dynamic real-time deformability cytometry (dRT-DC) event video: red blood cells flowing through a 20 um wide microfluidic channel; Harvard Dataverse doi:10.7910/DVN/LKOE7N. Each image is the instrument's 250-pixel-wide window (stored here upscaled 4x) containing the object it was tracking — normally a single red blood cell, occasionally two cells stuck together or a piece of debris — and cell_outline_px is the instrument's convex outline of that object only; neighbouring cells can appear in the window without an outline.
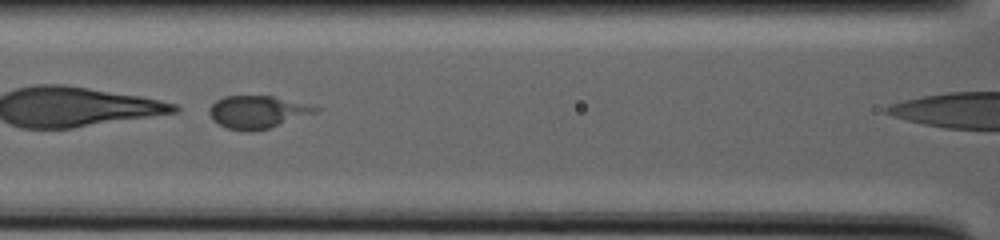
{"species": "human", "species_latin": "Homo sapiens", "temperature_condition": "warm", "stored_images_in_passage": 16, "segment_of_instrument_passage": [2, 3], "camera_frame_rate_fps": 3000, "um_per_image_px": 0.085, "donor": {"sex": "male"}, "frame": {"image": 1, "passage_image": 10, "time_ms": 8.333, "image_size_px": [1000, 240], "cell_outline_px": [[320, 108], [316, 112], [268, 128], [252, 132], [244, 132], [224, 128], [212, 120], [208, 112], [208, 108], [216, 100], [224, 96], [272, 96]], "centroid_in_image_um": [21.76, 9.54], "position_along_channel_um": 144.8, "area_um2": 20.0}}